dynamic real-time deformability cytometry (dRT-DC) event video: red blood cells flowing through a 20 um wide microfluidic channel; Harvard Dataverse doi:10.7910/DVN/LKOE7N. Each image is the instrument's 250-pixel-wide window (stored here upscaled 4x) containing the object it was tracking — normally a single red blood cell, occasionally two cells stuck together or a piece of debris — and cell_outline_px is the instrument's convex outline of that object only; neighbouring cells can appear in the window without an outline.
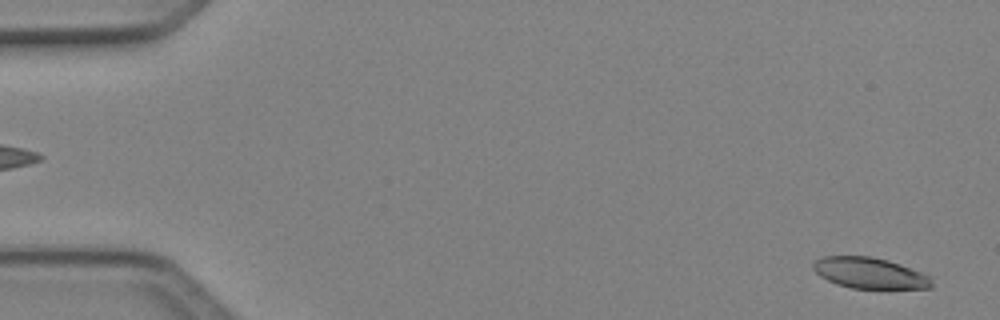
{"species": "Egyptian fruit bat (a non-hibernating species)", "species_latin": "Rousettus aegyptiacus", "temperature_condition": "cold", "stored_images_in_passage": 6, "segment_of_instrument_passage": [2, 2], "camera_frame_rate_fps": 3000, "um_per_image_px": 0.085, "animal": {"sex": "female"}, "frame": {"image": 1, "passage_image": 6, "time_ms": 1.667, "image_size_px": [1000, 320], "cell_outline_px": [[932, 288], [852, 288], [836, 284], [820, 276], [812, 268], [812, 264], [820, 256], [872, 256], [888, 260], [900, 264], [932, 276]], "centroid_in_image_um": [73.92, 23.2], "position_along_channel_um": 11.1, "area_um2": 21.44}}